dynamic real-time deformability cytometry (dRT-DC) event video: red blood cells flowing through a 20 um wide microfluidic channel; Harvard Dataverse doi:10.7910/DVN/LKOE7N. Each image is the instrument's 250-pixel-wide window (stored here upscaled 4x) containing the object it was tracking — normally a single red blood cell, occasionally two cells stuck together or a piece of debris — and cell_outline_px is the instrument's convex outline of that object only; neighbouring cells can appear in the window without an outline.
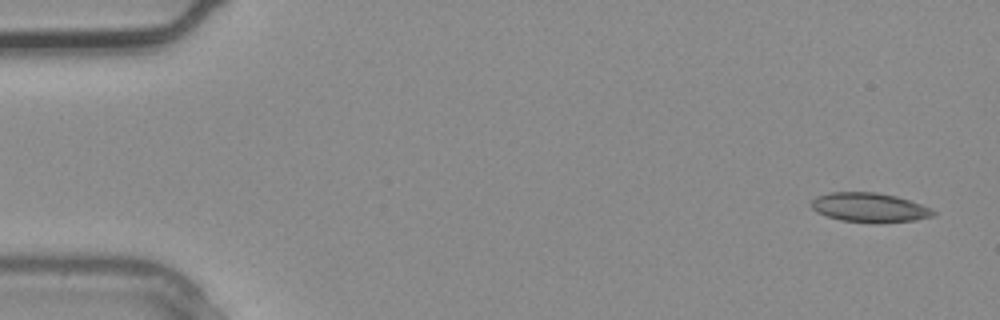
{"species": "common noctule bat (a hibernating species)", "species_latin": "Nyctalus noctula", "temperature_condition": "warm", "stored_images_in_passage": 2, "camera_frame_rate_fps": 3000, "um_per_image_px": 0.085, "animal": {"sex": "male", "body_mass_g": 20.4}, "frame": {"image": 1, "passage_image": 1, "time_ms": 0.0, "image_size_px": [1000, 320], "cell_outline_px": [[936, 212], [932, 216], [916, 220], [840, 220], [816, 212], [808, 204], [816, 196], [828, 192], [876, 192], [896, 196], [920, 204]], "centroid_in_image_um": [73.81, 17.58], "position_along_channel_um": 11.2, "area_um2": 19.94}}